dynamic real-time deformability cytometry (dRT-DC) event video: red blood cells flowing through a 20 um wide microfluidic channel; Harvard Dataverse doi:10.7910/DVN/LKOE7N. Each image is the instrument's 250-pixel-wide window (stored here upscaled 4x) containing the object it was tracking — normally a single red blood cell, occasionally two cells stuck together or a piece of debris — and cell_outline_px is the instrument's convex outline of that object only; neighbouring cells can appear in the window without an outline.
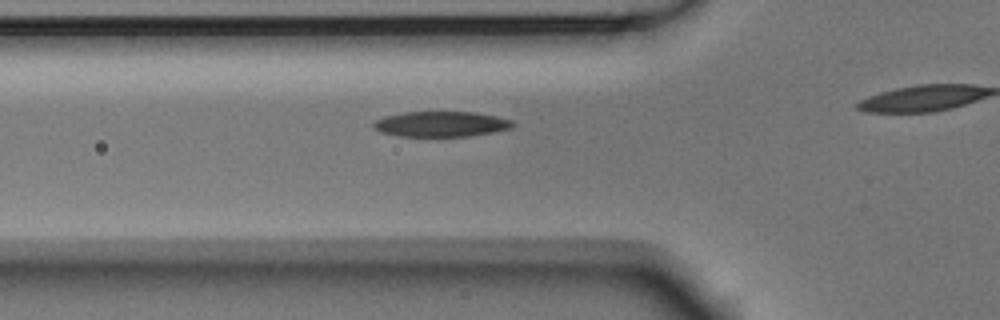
{"species": "Egyptian fruit bat (a non-hibernating species)", "species_latin": "Rousettus aegyptiacus", "temperature_condition": "room temperature", "stored_images_in_passage": 18, "camera_frame_rate_fps": 3000, "um_per_image_px": 0.085, "animal": {"sex": "male"}, "frame": {"image": 1, "passage_image": 13, "time_ms": 4.0, "image_size_px": [1000, 320], "cell_outline_px": [[516, 124], [512, 128], [492, 132], [468, 136], [400, 136], [380, 132], [372, 128], [372, 124], [376, 120], [384, 116], [404, 112], [476, 112], [496, 116], [512, 120]], "centroid_in_image_um": [37.48, 10.54], "position_along_channel_um": 88.3, "area_um2": 20.63}}
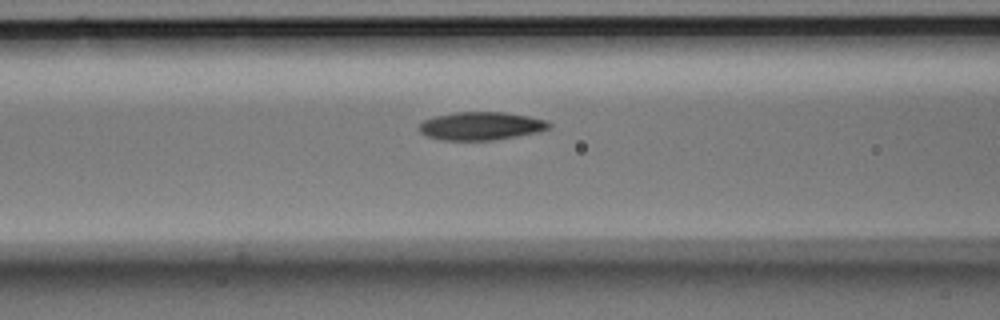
{"frame": {"image": 2, "passage_image": 16, "time_ms": 5.0, "image_size_px": [1000, 320], "cell_outline_px": [[552, 128], [540, 132], [496, 140], [440, 140], [428, 136], [420, 132], [420, 124], [424, 120], [436, 116], [456, 112], [504, 112], [528, 116], [548, 120], [552, 124]], "centroid_in_image_um": [40.96, 10.71], "position_along_channel_um": 125.6, "area_um2": 21.44}}